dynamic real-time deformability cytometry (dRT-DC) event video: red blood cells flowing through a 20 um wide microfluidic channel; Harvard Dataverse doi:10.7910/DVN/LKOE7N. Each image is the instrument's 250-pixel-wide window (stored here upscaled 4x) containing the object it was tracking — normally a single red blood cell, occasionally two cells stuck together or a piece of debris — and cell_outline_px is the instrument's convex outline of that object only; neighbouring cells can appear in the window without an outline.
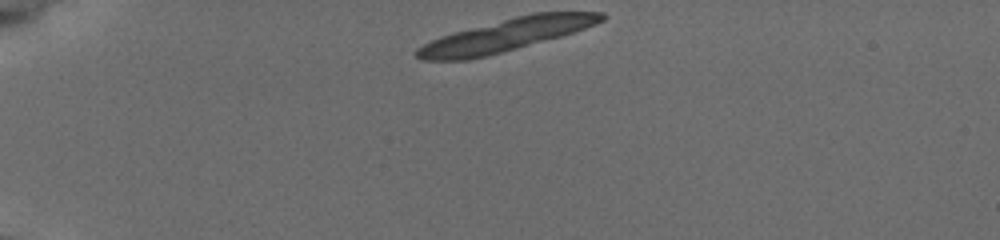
{"species": "common noctule bat (a hibernating species)", "species_latin": "Nyctalus noctula", "temperature_condition": "cold", "stored_images_in_passage": 10, "camera_frame_rate_fps": 3000, "um_per_image_px": 0.085, "animal": {"sex": "female", "body_mass_g": 19.5, "forearm_length_mm": 54.1}, "frame": {"image": 1, "passage_image": 1, "time_ms": 0.0, "image_size_px": [1000, 240], "cell_outline_px": [[608, 16], [604, 20], [596, 24], [560, 36], [516, 48], [468, 60], [420, 60], [412, 52], [416, 48], [440, 36], [452, 32], [532, 12], [604, 12]], "centroid_in_image_um": [42.98, 2.97], "position_along_channel_um": 42.0, "area_um2": 34.68}}